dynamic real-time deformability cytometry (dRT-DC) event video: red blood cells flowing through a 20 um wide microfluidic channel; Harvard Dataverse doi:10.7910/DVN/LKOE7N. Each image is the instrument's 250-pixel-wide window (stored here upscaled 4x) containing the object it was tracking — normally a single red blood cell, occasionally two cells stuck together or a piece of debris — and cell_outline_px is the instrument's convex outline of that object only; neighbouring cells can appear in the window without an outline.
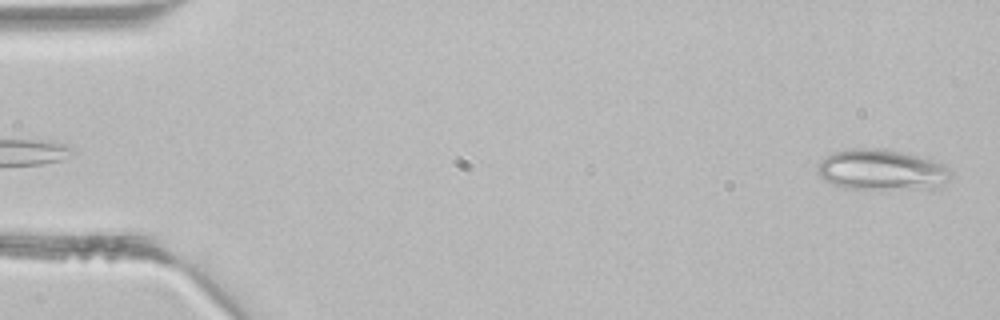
{"species": "common noctule bat (a hibernating species)", "species_latin": "Nyctalus noctula", "temperature_condition": "room temperature", "stored_images_in_passage": 42, "camera_frame_rate_fps": 3000, "um_per_image_px": 0.085, "animal": {"sex": "male", "body_mass_g": 21.5, "forearm_length_mm": 52.0}, "frame": {"image": 1, "passage_image": 1, "time_ms": 0.0, "image_size_px": [1000, 320], "cell_outline_px": [[952, 176], [940, 188], [932, 192], [844, 188], [832, 184], [820, 176], [816, 172], [816, 164], [824, 156], [836, 152], [852, 148], [880, 148], [908, 152], [944, 164], [952, 172]], "centroid_in_image_um": [75.03, 14.49], "position_along_channel_um": 10.0, "area_um2": 33.29}}
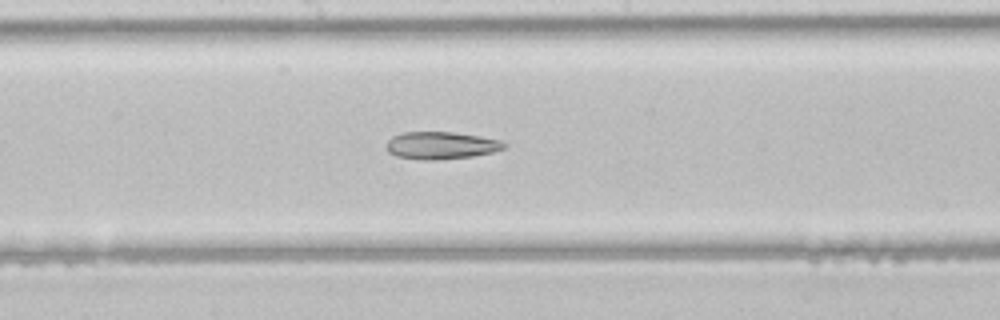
{"frame": {"image": 2, "passage_image": 22, "time_ms": 7.0, "image_size_px": [1000, 320], "cell_outline_px": [[508, 144], [504, 148], [492, 152], [472, 156], [436, 160], [420, 160], [396, 156], [388, 152], [384, 144], [392, 136], [400, 132], [452, 132], [480, 136], [500, 140]], "centroid_in_image_um": [37.44, 12.36], "position_along_channel_um": 210.8, "area_um2": 18.96}}
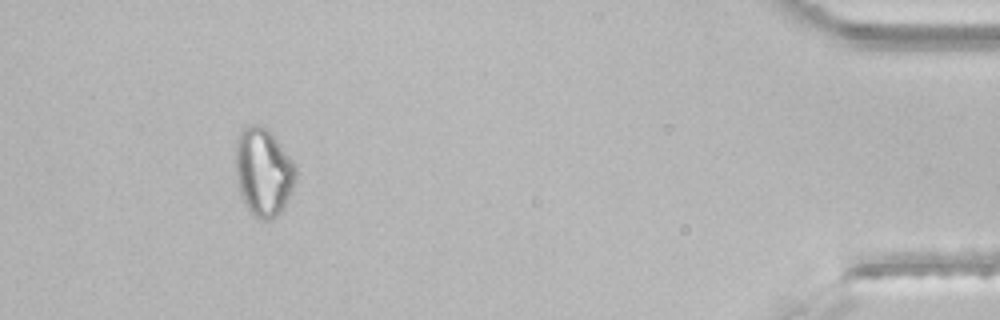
{"frame": {"image": 3, "passage_image": 39, "time_ms": 12.667, "image_size_px": [1000, 320], "cell_outline_px": [[296, 176], [292, 188], [284, 208], [272, 220], [260, 220], [252, 216], [248, 212], [244, 204], [236, 180], [236, 140], [240, 132], [244, 128], [252, 124], [256, 124], [268, 128], [272, 132], [296, 164]], "centroid_in_image_um": [22.39, 14.63], "position_along_channel_um": 412.8, "area_um2": 31.33}}